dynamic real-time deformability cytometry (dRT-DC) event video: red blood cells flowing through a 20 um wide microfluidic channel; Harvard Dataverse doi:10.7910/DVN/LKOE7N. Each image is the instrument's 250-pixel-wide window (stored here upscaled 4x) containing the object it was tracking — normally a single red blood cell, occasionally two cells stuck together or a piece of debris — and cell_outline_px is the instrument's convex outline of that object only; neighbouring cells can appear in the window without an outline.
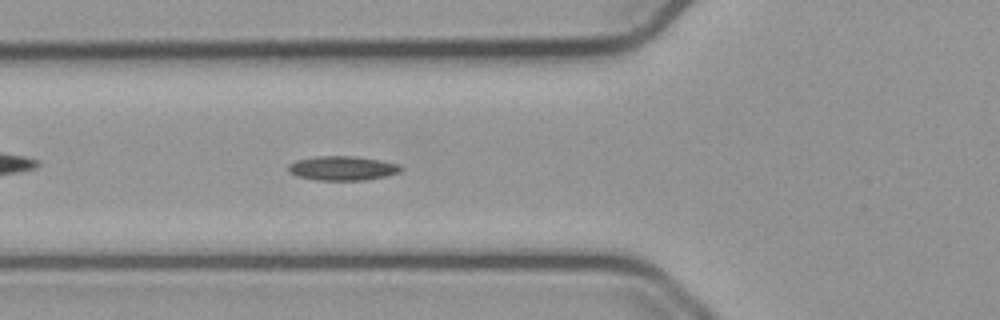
{"species": "common noctule bat (a hibernating species)", "species_latin": "Nyctalus noctula", "temperature_condition": "cold", "stored_images_in_passage": 40, "camera_frame_rate_fps": 3000, "um_per_image_px": 0.085, "animal": {"sex": "male", "body_mass_g": 23.1, "forearm_length_mm": 52.7}, "frame": {"image": 1, "passage_image": 4, "time_ms": 1.0, "image_size_px": [1000, 320], "cell_outline_px": [[404, 168], [400, 172], [388, 176], [364, 180], [316, 180], [296, 176], [288, 172], [288, 164], [296, 160], [316, 156], [356, 156], [380, 160], [400, 164]], "centroid_in_image_um": [29.12, 14.3], "position_along_channel_um": 96.7, "area_um2": 16.18}}
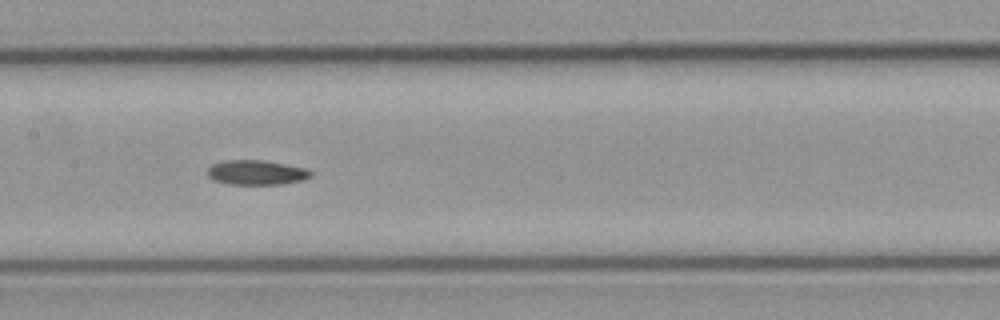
{"frame": {"image": 2, "passage_image": 11, "time_ms": 3.333, "image_size_px": [1000, 320], "cell_outline_px": [[312, 176], [304, 180], [284, 184], [228, 184], [212, 180], [208, 176], [208, 168], [212, 164], [224, 160], [264, 160], [308, 168], [312, 172]], "centroid_in_image_um": [21.82, 14.66], "position_along_channel_um": 185.6, "area_um2": 15.09}}
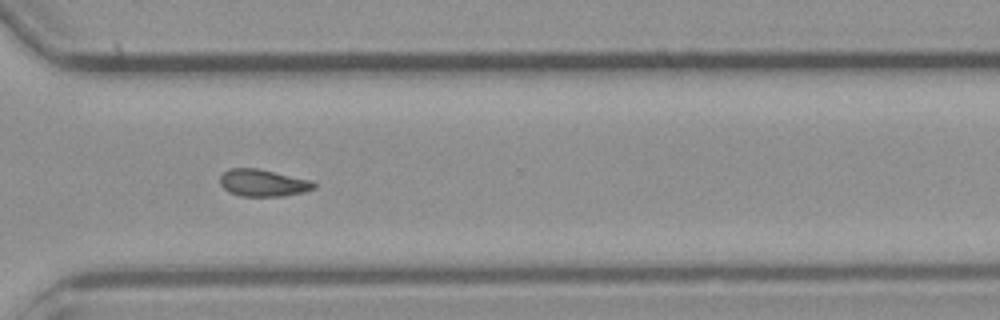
{"frame": {"image": 3, "passage_image": 24, "time_ms": 7.667, "image_size_px": [1000, 320], "cell_outline_px": [[316, 188], [304, 192], [284, 196], [240, 196], [228, 192], [220, 184], [220, 176], [228, 168], [256, 168], [312, 180], [316, 184]], "centroid_in_image_um": [22.36, 15.55], "position_along_channel_um": 348.2, "area_um2": 14.91}}